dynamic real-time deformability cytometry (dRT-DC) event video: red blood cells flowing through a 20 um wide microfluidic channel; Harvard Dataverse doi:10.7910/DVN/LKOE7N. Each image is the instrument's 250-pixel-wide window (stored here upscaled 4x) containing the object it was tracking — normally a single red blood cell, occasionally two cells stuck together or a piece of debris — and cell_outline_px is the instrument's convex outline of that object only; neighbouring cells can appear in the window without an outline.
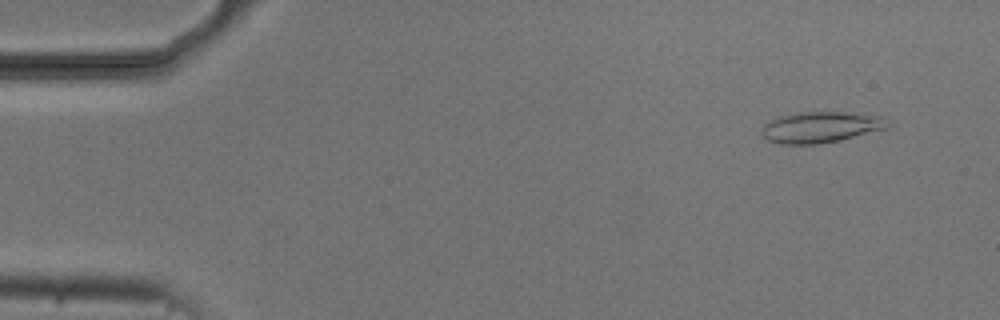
{"species": "common noctule bat (a hibernating species)", "species_latin": "Nyctalus noctula", "temperature_condition": "cold", "stored_images_in_passage": 6, "camera_frame_rate_fps": 3000, "um_per_image_px": 0.085, "animal": {"sex": "male", "body_mass_g": 20.5, "forearm_length_mm": 52.5}, "frame": {"image": 1, "passage_image": 1, "time_ms": 0.0, "image_size_px": [1000, 320], "cell_outline_px": [[888, 128], [840, 140], [816, 144], [780, 144], [768, 140], [760, 132], [760, 128], [764, 124], [780, 116], [800, 112], [844, 112], [888, 116]], "centroid_in_image_um": [69.79, 10.8], "position_along_channel_um": 15.2, "area_um2": 22.89}}
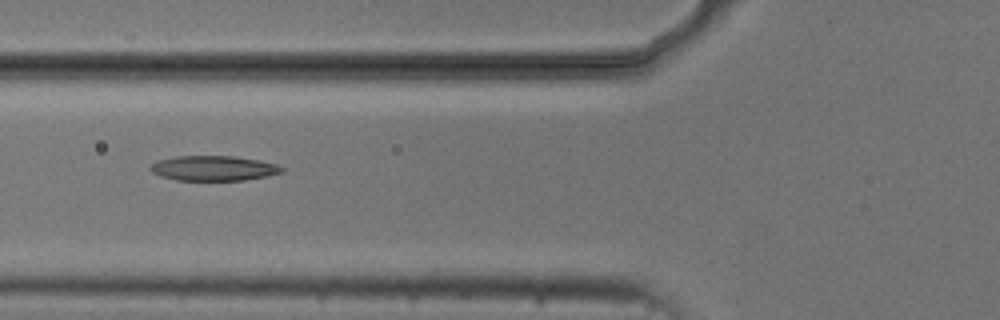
{"frame": {"image": 2, "passage_image": 5, "time_ms": 5.333, "image_size_px": [1000, 320], "cell_outline_px": [[284, 172], [268, 176], [244, 180], [176, 180], [160, 176], [152, 172], [148, 168], [152, 164], [160, 160], [176, 156], [232, 156], [260, 160], [276, 164], [284, 168]], "centroid_in_image_um": [18.17, 14.3], "position_along_channel_um": 107.6, "area_um2": 19.13}}
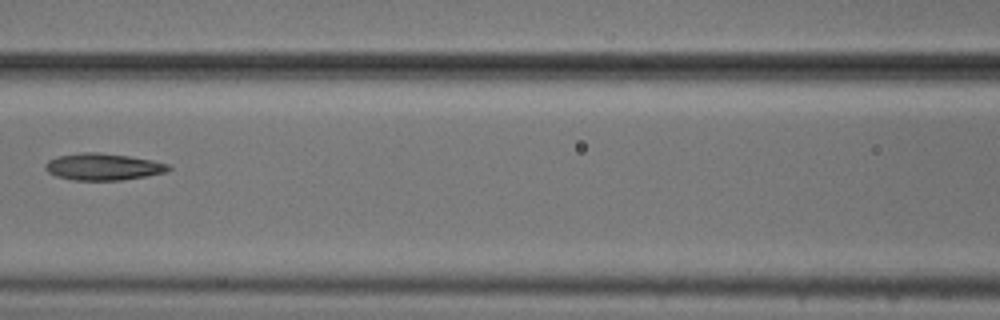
{"frame": {"image": 3, "passage_image": 6, "time_ms": 6.667, "image_size_px": [1000, 320], "cell_outline_px": [[172, 168], [168, 172], [148, 176], [120, 180], [72, 180], [56, 176], [48, 172], [44, 168], [44, 164], [48, 160], [56, 156], [80, 152], [100, 152], [128, 156], [152, 160], [168, 164]], "centroid_in_image_um": [8.75, 14.17], "position_along_channel_um": 157.8, "area_um2": 19.48}}